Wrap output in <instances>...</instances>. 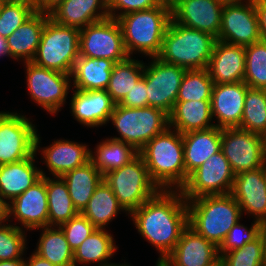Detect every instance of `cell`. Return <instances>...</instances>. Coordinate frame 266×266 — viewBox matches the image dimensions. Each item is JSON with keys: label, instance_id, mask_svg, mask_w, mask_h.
<instances>
[{"label": "cell", "instance_id": "obj_1", "mask_svg": "<svg viewBox=\"0 0 266 266\" xmlns=\"http://www.w3.org/2000/svg\"><path fill=\"white\" fill-rule=\"evenodd\" d=\"M141 237L160 253L161 263L188 226L187 200L180 190H159L129 215Z\"/></svg>", "mask_w": 266, "mask_h": 266}, {"label": "cell", "instance_id": "obj_2", "mask_svg": "<svg viewBox=\"0 0 266 266\" xmlns=\"http://www.w3.org/2000/svg\"><path fill=\"white\" fill-rule=\"evenodd\" d=\"M151 180L161 190H181L188 180L182 134L168 127L140 151Z\"/></svg>", "mask_w": 266, "mask_h": 266}, {"label": "cell", "instance_id": "obj_3", "mask_svg": "<svg viewBox=\"0 0 266 266\" xmlns=\"http://www.w3.org/2000/svg\"><path fill=\"white\" fill-rule=\"evenodd\" d=\"M188 226L217 247L242 217V211L231 194L206 195L187 200Z\"/></svg>", "mask_w": 266, "mask_h": 266}, {"label": "cell", "instance_id": "obj_4", "mask_svg": "<svg viewBox=\"0 0 266 266\" xmlns=\"http://www.w3.org/2000/svg\"><path fill=\"white\" fill-rule=\"evenodd\" d=\"M216 40L212 34L185 27L171 18L157 57L186 70L205 69Z\"/></svg>", "mask_w": 266, "mask_h": 266}, {"label": "cell", "instance_id": "obj_5", "mask_svg": "<svg viewBox=\"0 0 266 266\" xmlns=\"http://www.w3.org/2000/svg\"><path fill=\"white\" fill-rule=\"evenodd\" d=\"M171 18V9L164 5L130 12L119 17L117 20L122 29L128 56L140 53L149 56L150 59L157 57Z\"/></svg>", "mask_w": 266, "mask_h": 266}, {"label": "cell", "instance_id": "obj_6", "mask_svg": "<svg viewBox=\"0 0 266 266\" xmlns=\"http://www.w3.org/2000/svg\"><path fill=\"white\" fill-rule=\"evenodd\" d=\"M79 42V29L58 24L49 17L32 62L40 67L71 75L80 56Z\"/></svg>", "mask_w": 266, "mask_h": 266}, {"label": "cell", "instance_id": "obj_7", "mask_svg": "<svg viewBox=\"0 0 266 266\" xmlns=\"http://www.w3.org/2000/svg\"><path fill=\"white\" fill-rule=\"evenodd\" d=\"M109 121L120 137H111L133 146L138 152L169 127V115L158 108H132L115 104Z\"/></svg>", "mask_w": 266, "mask_h": 266}, {"label": "cell", "instance_id": "obj_8", "mask_svg": "<svg viewBox=\"0 0 266 266\" xmlns=\"http://www.w3.org/2000/svg\"><path fill=\"white\" fill-rule=\"evenodd\" d=\"M103 180L111 187L128 215L160 190L151 180L140 155L123 167L108 172Z\"/></svg>", "mask_w": 266, "mask_h": 266}, {"label": "cell", "instance_id": "obj_9", "mask_svg": "<svg viewBox=\"0 0 266 266\" xmlns=\"http://www.w3.org/2000/svg\"><path fill=\"white\" fill-rule=\"evenodd\" d=\"M28 93L37 106L55 115L63 107L72 87L71 75L24 62Z\"/></svg>", "mask_w": 266, "mask_h": 266}, {"label": "cell", "instance_id": "obj_10", "mask_svg": "<svg viewBox=\"0 0 266 266\" xmlns=\"http://www.w3.org/2000/svg\"><path fill=\"white\" fill-rule=\"evenodd\" d=\"M37 128L24 114L0 112V165L15 163L35 152Z\"/></svg>", "mask_w": 266, "mask_h": 266}, {"label": "cell", "instance_id": "obj_11", "mask_svg": "<svg viewBox=\"0 0 266 266\" xmlns=\"http://www.w3.org/2000/svg\"><path fill=\"white\" fill-rule=\"evenodd\" d=\"M221 151L235 175L262 167L266 156L263 136L239 127L221 128Z\"/></svg>", "mask_w": 266, "mask_h": 266}, {"label": "cell", "instance_id": "obj_12", "mask_svg": "<svg viewBox=\"0 0 266 266\" xmlns=\"http://www.w3.org/2000/svg\"><path fill=\"white\" fill-rule=\"evenodd\" d=\"M234 179L235 173L220 151L193 171L180 191L186 200L206 195L230 194Z\"/></svg>", "mask_w": 266, "mask_h": 266}, {"label": "cell", "instance_id": "obj_13", "mask_svg": "<svg viewBox=\"0 0 266 266\" xmlns=\"http://www.w3.org/2000/svg\"><path fill=\"white\" fill-rule=\"evenodd\" d=\"M80 56L110 59L115 63L126 60L121 26L117 19L107 18L80 30Z\"/></svg>", "mask_w": 266, "mask_h": 266}, {"label": "cell", "instance_id": "obj_14", "mask_svg": "<svg viewBox=\"0 0 266 266\" xmlns=\"http://www.w3.org/2000/svg\"><path fill=\"white\" fill-rule=\"evenodd\" d=\"M150 63V64H149ZM144 63L143 76L147 86L148 106L171 113L186 72L185 68L161 61L158 57Z\"/></svg>", "mask_w": 266, "mask_h": 266}, {"label": "cell", "instance_id": "obj_15", "mask_svg": "<svg viewBox=\"0 0 266 266\" xmlns=\"http://www.w3.org/2000/svg\"><path fill=\"white\" fill-rule=\"evenodd\" d=\"M217 40L241 46L261 40L254 0L224 4Z\"/></svg>", "mask_w": 266, "mask_h": 266}, {"label": "cell", "instance_id": "obj_16", "mask_svg": "<svg viewBox=\"0 0 266 266\" xmlns=\"http://www.w3.org/2000/svg\"><path fill=\"white\" fill-rule=\"evenodd\" d=\"M218 247L187 226L173 251L157 266H219Z\"/></svg>", "mask_w": 266, "mask_h": 266}, {"label": "cell", "instance_id": "obj_17", "mask_svg": "<svg viewBox=\"0 0 266 266\" xmlns=\"http://www.w3.org/2000/svg\"><path fill=\"white\" fill-rule=\"evenodd\" d=\"M10 217L20 222V228L26 231L48 226L46 176L8 204V222H12Z\"/></svg>", "mask_w": 266, "mask_h": 266}, {"label": "cell", "instance_id": "obj_18", "mask_svg": "<svg viewBox=\"0 0 266 266\" xmlns=\"http://www.w3.org/2000/svg\"><path fill=\"white\" fill-rule=\"evenodd\" d=\"M230 194L238 202L242 214L266 223V177L262 167L235 175Z\"/></svg>", "mask_w": 266, "mask_h": 266}, {"label": "cell", "instance_id": "obj_19", "mask_svg": "<svg viewBox=\"0 0 266 266\" xmlns=\"http://www.w3.org/2000/svg\"><path fill=\"white\" fill-rule=\"evenodd\" d=\"M223 6L219 0H181L171 9V17L176 23L218 38Z\"/></svg>", "mask_w": 266, "mask_h": 266}, {"label": "cell", "instance_id": "obj_20", "mask_svg": "<svg viewBox=\"0 0 266 266\" xmlns=\"http://www.w3.org/2000/svg\"><path fill=\"white\" fill-rule=\"evenodd\" d=\"M41 138L38 133L35 137V153H40L44 163L53 177H61L65 173L83 166L90 161V150L83 143L65 139H57L48 147L40 148Z\"/></svg>", "mask_w": 266, "mask_h": 266}, {"label": "cell", "instance_id": "obj_21", "mask_svg": "<svg viewBox=\"0 0 266 266\" xmlns=\"http://www.w3.org/2000/svg\"><path fill=\"white\" fill-rule=\"evenodd\" d=\"M249 86L244 82L213 84L211 111L216 127H238L244 110V100Z\"/></svg>", "mask_w": 266, "mask_h": 266}, {"label": "cell", "instance_id": "obj_22", "mask_svg": "<svg viewBox=\"0 0 266 266\" xmlns=\"http://www.w3.org/2000/svg\"><path fill=\"white\" fill-rule=\"evenodd\" d=\"M72 116L82 125L101 127L109 122L115 103L106 90H72Z\"/></svg>", "mask_w": 266, "mask_h": 266}, {"label": "cell", "instance_id": "obj_23", "mask_svg": "<svg viewBox=\"0 0 266 266\" xmlns=\"http://www.w3.org/2000/svg\"><path fill=\"white\" fill-rule=\"evenodd\" d=\"M207 70L214 84L242 82L245 74V46L216 40Z\"/></svg>", "mask_w": 266, "mask_h": 266}, {"label": "cell", "instance_id": "obj_24", "mask_svg": "<svg viewBox=\"0 0 266 266\" xmlns=\"http://www.w3.org/2000/svg\"><path fill=\"white\" fill-rule=\"evenodd\" d=\"M36 155L34 152L24 160L0 165V196L7 204L46 176L43 169L35 165Z\"/></svg>", "mask_w": 266, "mask_h": 266}, {"label": "cell", "instance_id": "obj_25", "mask_svg": "<svg viewBox=\"0 0 266 266\" xmlns=\"http://www.w3.org/2000/svg\"><path fill=\"white\" fill-rule=\"evenodd\" d=\"M49 15L58 24L81 30L109 18L108 0H64Z\"/></svg>", "mask_w": 266, "mask_h": 266}, {"label": "cell", "instance_id": "obj_26", "mask_svg": "<svg viewBox=\"0 0 266 266\" xmlns=\"http://www.w3.org/2000/svg\"><path fill=\"white\" fill-rule=\"evenodd\" d=\"M49 14L35 11L25 22L6 38L10 58L31 62L37 52L41 34Z\"/></svg>", "mask_w": 266, "mask_h": 266}, {"label": "cell", "instance_id": "obj_27", "mask_svg": "<svg viewBox=\"0 0 266 266\" xmlns=\"http://www.w3.org/2000/svg\"><path fill=\"white\" fill-rule=\"evenodd\" d=\"M185 172L189 176L212 155L221 151V128L182 134Z\"/></svg>", "mask_w": 266, "mask_h": 266}, {"label": "cell", "instance_id": "obj_28", "mask_svg": "<svg viewBox=\"0 0 266 266\" xmlns=\"http://www.w3.org/2000/svg\"><path fill=\"white\" fill-rule=\"evenodd\" d=\"M214 126L210 100L176 101L169 114V127L181 134Z\"/></svg>", "mask_w": 266, "mask_h": 266}, {"label": "cell", "instance_id": "obj_29", "mask_svg": "<svg viewBox=\"0 0 266 266\" xmlns=\"http://www.w3.org/2000/svg\"><path fill=\"white\" fill-rule=\"evenodd\" d=\"M114 64L110 59L79 56L71 74L73 89L106 90Z\"/></svg>", "mask_w": 266, "mask_h": 266}, {"label": "cell", "instance_id": "obj_30", "mask_svg": "<svg viewBox=\"0 0 266 266\" xmlns=\"http://www.w3.org/2000/svg\"><path fill=\"white\" fill-rule=\"evenodd\" d=\"M61 178L65 181L73 205L79 213L84 210L96 187L103 181V175L91 161L65 173Z\"/></svg>", "mask_w": 266, "mask_h": 266}, {"label": "cell", "instance_id": "obj_31", "mask_svg": "<svg viewBox=\"0 0 266 266\" xmlns=\"http://www.w3.org/2000/svg\"><path fill=\"white\" fill-rule=\"evenodd\" d=\"M113 235L105 229H95L80 246L74 250V266L79 264L98 263V266H117L108 263L118 246L115 245Z\"/></svg>", "mask_w": 266, "mask_h": 266}, {"label": "cell", "instance_id": "obj_32", "mask_svg": "<svg viewBox=\"0 0 266 266\" xmlns=\"http://www.w3.org/2000/svg\"><path fill=\"white\" fill-rule=\"evenodd\" d=\"M95 150H90V161L103 176L130 163L139 155L133 146L113 138L102 140Z\"/></svg>", "mask_w": 266, "mask_h": 266}, {"label": "cell", "instance_id": "obj_33", "mask_svg": "<svg viewBox=\"0 0 266 266\" xmlns=\"http://www.w3.org/2000/svg\"><path fill=\"white\" fill-rule=\"evenodd\" d=\"M126 212L111 187L103 180L95 189L87 206L81 212L97 229H105L118 215Z\"/></svg>", "mask_w": 266, "mask_h": 266}, {"label": "cell", "instance_id": "obj_34", "mask_svg": "<svg viewBox=\"0 0 266 266\" xmlns=\"http://www.w3.org/2000/svg\"><path fill=\"white\" fill-rule=\"evenodd\" d=\"M37 242L35 253L55 266H74V251L59 226H46Z\"/></svg>", "mask_w": 266, "mask_h": 266}, {"label": "cell", "instance_id": "obj_35", "mask_svg": "<svg viewBox=\"0 0 266 266\" xmlns=\"http://www.w3.org/2000/svg\"><path fill=\"white\" fill-rule=\"evenodd\" d=\"M48 226H60L79 212L74 207L65 181L61 177L46 176Z\"/></svg>", "mask_w": 266, "mask_h": 266}, {"label": "cell", "instance_id": "obj_36", "mask_svg": "<svg viewBox=\"0 0 266 266\" xmlns=\"http://www.w3.org/2000/svg\"><path fill=\"white\" fill-rule=\"evenodd\" d=\"M143 72L144 62L133 57L114 64L106 91L115 104L125 98L133 85L143 77Z\"/></svg>", "mask_w": 266, "mask_h": 266}, {"label": "cell", "instance_id": "obj_37", "mask_svg": "<svg viewBox=\"0 0 266 266\" xmlns=\"http://www.w3.org/2000/svg\"><path fill=\"white\" fill-rule=\"evenodd\" d=\"M238 127L262 136L266 134V89L248 88Z\"/></svg>", "mask_w": 266, "mask_h": 266}, {"label": "cell", "instance_id": "obj_38", "mask_svg": "<svg viewBox=\"0 0 266 266\" xmlns=\"http://www.w3.org/2000/svg\"><path fill=\"white\" fill-rule=\"evenodd\" d=\"M213 84L207 68L186 70L176 101L211 100Z\"/></svg>", "mask_w": 266, "mask_h": 266}, {"label": "cell", "instance_id": "obj_39", "mask_svg": "<svg viewBox=\"0 0 266 266\" xmlns=\"http://www.w3.org/2000/svg\"><path fill=\"white\" fill-rule=\"evenodd\" d=\"M243 81L251 88L266 89V41L245 46Z\"/></svg>", "mask_w": 266, "mask_h": 266}, {"label": "cell", "instance_id": "obj_40", "mask_svg": "<svg viewBox=\"0 0 266 266\" xmlns=\"http://www.w3.org/2000/svg\"><path fill=\"white\" fill-rule=\"evenodd\" d=\"M219 266H266L263 236L260 234L242 248L221 255Z\"/></svg>", "mask_w": 266, "mask_h": 266}, {"label": "cell", "instance_id": "obj_41", "mask_svg": "<svg viewBox=\"0 0 266 266\" xmlns=\"http://www.w3.org/2000/svg\"><path fill=\"white\" fill-rule=\"evenodd\" d=\"M26 232L16 224L0 225V261L24 258Z\"/></svg>", "mask_w": 266, "mask_h": 266}, {"label": "cell", "instance_id": "obj_42", "mask_svg": "<svg viewBox=\"0 0 266 266\" xmlns=\"http://www.w3.org/2000/svg\"><path fill=\"white\" fill-rule=\"evenodd\" d=\"M35 12L33 1L4 3L0 13V35L10 36Z\"/></svg>", "mask_w": 266, "mask_h": 266}, {"label": "cell", "instance_id": "obj_43", "mask_svg": "<svg viewBox=\"0 0 266 266\" xmlns=\"http://www.w3.org/2000/svg\"><path fill=\"white\" fill-rule=\"evenodd\" d=\"M262 224L259 221H254L251 227L248 228L238 221L230 229L223 242L218 247L219 256L233 251L238 248H242L246 243L252 242L261 234Z\"/></svg>", "mask_w": 266, "mask_h": 266}, {"label": "cell", "instance_id": "obj_44", "mask_svg": "<svg viewBox=\"0 0 266 266\" xmlns=\"http://www.w3.org/2000/svg\"><path fill=\"white\" fill-rule=\"evenodd\" d=\"M59 227L64 232L66 240L73 251L96 229L82 213H78Z\"/></svg>", "mask_w": 266, "mask_h": 266}, {"label": "cell", "instance_id": "obj_45", "mask_svg": "<svg viewBox=\"0 0 266 266\" xmlns=\"http://www.w3.org/2000/svg\"><path fill=\"white\" fill-rule=\"evenodd\" d=\"M160 5L159 0H108L109 18L118 19L127 13L142 11Z\"/></svg>", "mask_w": 266, "mask_h": 266}, {"label": "cell", "instance_id": "obj_46", "mask_svg": "<svg viewBox=\"0 0 266 266\" xmlns=\"http://www.w3.org/2000/svg\"><path fill=\"white\" fill-rule=\"evenodd\" d=\"M147 86L143 76L119 103L123 107L143 108L148 107Z\"/></svg>", "mask_w": 266, "mask_h": 266}, {"label": "cell", "instance_id": "obj_47", "mask_svg": "<svg viewBox=\"0 0 266 266\" xmlns=\"http://www.w3.org/2000/svg\"><path fill=\"white\" fill-rule=\"evenodd\" d=\"M255 11L258 20L259 34L266 41V0H254Z\"/></svg>", "mask_w": 266, "mask_h": 266}, {"label": "cell", "instance_id": "obj_48", "mask_svg": "<svg viewBox=\"0 0 266 266\" xmlns=\"http://www.w3.org/2000/svg\"><path fill=\"white\" fill-rule=\"evenodd\" d=\"M64 0H33L35 11L50 14Z\"/></svg>", "mask_w": 266, "mask_h": 266}, {"label": "cell", "instance_id": "obj_49", "mask_svg": "<svg viewBox=\"0 0 266 266\" xmlns=\"http://www.w3.org/2000/svg\"><path fill=\"white\" fill-rule=\"evenodd\" d=\"M25 266H55L47 259L42 258L35 252L31 254L27 261L25 259Z\"/></svg>", "mask_w": 266, "mask_h": 266}, {"label": "cell", "instance_id": "obj_50", "mask_svg": "<svg viewBox=\"0 0 266 266\" xmlns=\"http://www.w3.org/2000/svg\"><path fill=\"white\" fill-rule=\"evenodd\" d=\"M8 221V204L0 196V225Z\"/></svg>", "mask_w": 266, "mask_h": 266}, {"label": "cell", "instance_id": "obj_51", "mask_svg": "<svg viewBox=\"0 0 266 266\" xmlns=\"http://www.w3.org/2000/svg\"><path fill=\"white\" fill-rule=\"evenodd\" d=\"M0 266H25V259H13L0 261Z\"/></svg>", "mask_w": 266, "mask_h": 266}, {"label": "cell", "instance_id": "obj_52", "mask_svg": "<svg viewBox=\"0 0 266 266\" xmlns=\"http://www.w3.org/2000/svg\"><path fill=\"white\" fill-rule=\"evenodd\" d=\"M2 56L3 57H5V56L10 57V55H9V48H8V45H7V40H6V38H3L0 35V58Z\"/></svg>", "mask_w": 266, "mask_h": 266}, {"label": "cell", "instance_id": "obj_53", "mask_svg": "<svg viewBox=\"0 0 266 266\" xmlns=\"http://www.w3.org/2000/svg\"><path fill=\"white\" fill-rule=\"evenodd\" d=\"M181 0H159L161 5H164L170 9L175 7Z\"/></svg>", "mask_w": 266, "mask_h": 266}, {"label": "cell", "instance_id": "obj_54", "mask_svg": "<svg viewBox=\"0 0 266 266\" xmlns=\"http://www.w3.org/2000/svg\"><path fill=\"white\" fill-rule=\"evenodd\" d=\"M261 235L263 236L265 242V258H266V223H263L261 226Z\"/></svg>", "mask_w": 266, "mask_h": 266}, {"label": "cell", "instance_id": "obj_55", "mask_svg": "<svg viewBox=\"0 0 266 266\" xmlns=\"http://www.w3.org/2000/svg\"><path fill=\"white\" fill-rule=\"evenodd\" d=\"M221 1L222 3H235V2H240V1H243V0H219Z\"/></svg>", "mask_w": 266, "mask_h": 266}, {"label": "cell", "instance_id": "obj_56", "mask_svg": "<svg viewBox=\"0 0 266 266\" xmlns=\"http://www.w3.org/2000/svg\"><path fill=\"white\" fill-rule=\"evenodd\" d=\"M4 3H8V2H18V1H33V0H1Z\"/></svg>", "mask_w": 266, "mask_h": 266}, {"label": "cell", "instance_id": "obj_57", "mask_svg": "<svg viewBox=\"0 0 266 266\" xmlns=\"http://www.w3.org/2000/svg\"><path fill=\"white\" fill-rule=\"evenodd\" d=\"M262 168L264 170V174H265V177H266V156L264 157Z\"/></svg>", "mask_w": 266, "mask_h": 266}, {"label": "cell", "instance_id": "obj_58", "mask_svg": "<svg viewBox=\"0 0 266 266\" xmlns=\"http://www.w3.org/2000/svg\"><path fill=\"white\" fill-rule=\"evenodd\" d=\"M264 138V147H265V150H266V134L263 136Z\"/></svg>", "mask_w": 266, "mask_h": 266}, {"label": "cell", "instance_id": "obj_59", "mask_svg": "<svg viewBox=\"0 0 266 266\" xmlns=\"http://www.w3.org/2000/svg\"><path fill=\"white\" fill-rule=\"evenodd\" d=\"M3 5H4V2H2V1L0 0V13H1V9H2Z\"/></svg>", "mask_w": 266, "mask_h": 266}, {"label": "cell", "instance_id": "obj_60", "mask_svg": "<svg viewBox=\"0 0 266 266\" xmlns=\"http://www.w3.org/2000/svg\"><path fill=\"white\" fill-rule=\"evenodd\" d=\"M117 266H130V265L128 263L127 264L126 263L125 264L124 263L123 264L119 263V265H117Z\"/></svg>", "mask_w": 266, "mask_h": 266}]
</instances>
